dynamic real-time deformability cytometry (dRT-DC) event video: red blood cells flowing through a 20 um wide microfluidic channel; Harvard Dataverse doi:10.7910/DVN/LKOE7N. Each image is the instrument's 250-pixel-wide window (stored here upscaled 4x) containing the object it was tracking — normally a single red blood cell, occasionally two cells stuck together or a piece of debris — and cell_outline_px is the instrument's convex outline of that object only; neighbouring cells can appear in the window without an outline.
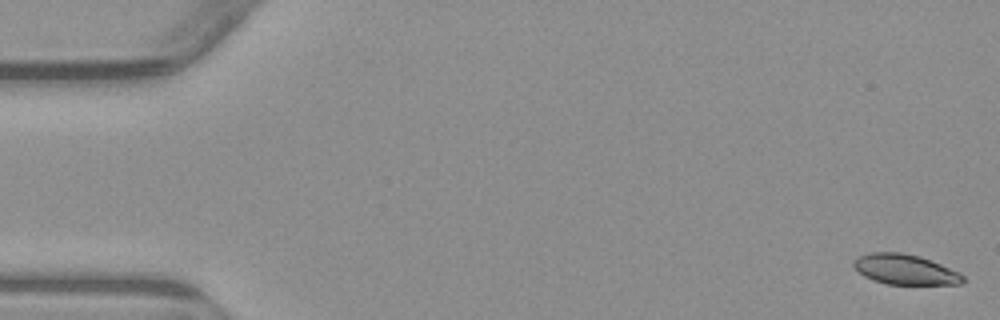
{"species": "common noctule bat (a hibernating species)", "species_latin": "Nyctalus noctula", "temperature_condition": "warm", "stored_images_in_passage": 4, "segment_of_instrument_passage": [2, 2], "camera_frame_rate_fps": 3000, "um_per_image_px": 0.085, "animal": {"sex": "male", "body_mass_g": 23.1, "forearm_length_mm": 52.7}, "frame": {"image": 1, "passage_image": 4, "time_ms": 6.333, "image_size_px": [1000, 320], "cell_outline_px": [[964, 280], [960, 284], [884, 284], [872, 280], [864, 276], [852, 264], [852, 260], [868, 252], [900, 252], [920, 256], [960, 272], [964, 276]], "centroid_in_image_um": [76.91, 22.9], "position_along_channel_um": 8.1, "area_um2": 19.25}}